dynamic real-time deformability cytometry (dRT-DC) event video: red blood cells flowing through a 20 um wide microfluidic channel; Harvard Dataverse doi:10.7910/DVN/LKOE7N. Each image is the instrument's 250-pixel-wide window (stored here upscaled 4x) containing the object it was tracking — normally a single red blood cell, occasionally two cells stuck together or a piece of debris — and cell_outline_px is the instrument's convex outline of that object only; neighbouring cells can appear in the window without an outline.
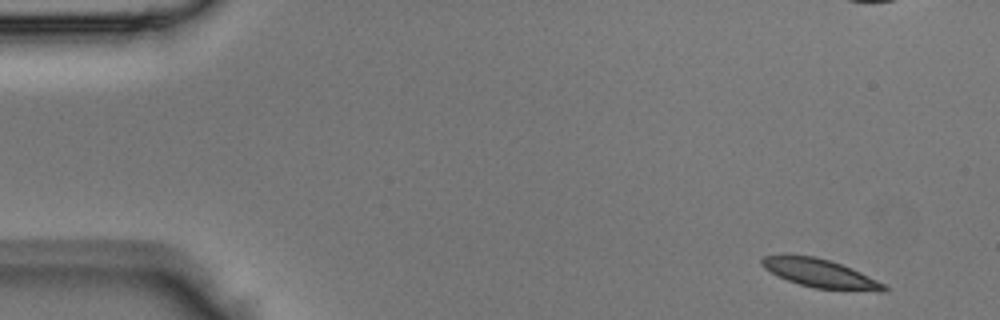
{"species": "Egyptian fruit bat (a non-hibernating species)", "species_latin": "Rousettus aegyptiacus", "temperature_condition": "room temperature", "stored_images_in_passage": 42, "camera_frame_rate_fps": 3000, "um_per_image_px": 0.085, "animal": {"sex": "male"}, "frame": {"image": 1, "passage_image": 1, "time_ms": 0.0, "image_size_px": [1000, 320], "cell_outline_px": [[888, 288], [884, 292], [880, 292], [812, 288], [788, 280], [764, 268], [760, 264], [760, 260], [764, 256], [780, 252], [784, 252], [816, 256], [852, 268], [884, 284]], "centroid_in_image_um": [69.65, 23.2], "position_along_channel_um": 15.4, "area_um2": 20.69}}
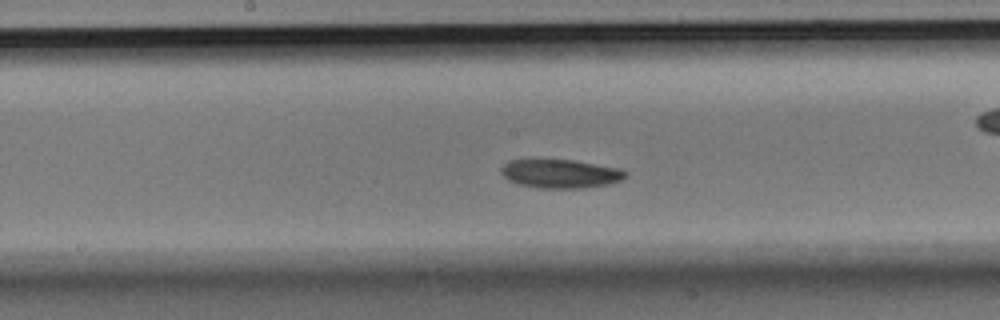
{"frame": {"image": 2, "passage_image": 20, "time_ms": 6.333, "image_size_px": [1000, 320], "cell_outline_px": [[628, 176], [620, 180], [608, 184], [584, 188], [536, 188], [520, 184], [508, 180], [500, 172], [500, 168], [508, 160], [572, 160], [620, 168], [628, 172]], "centroid_in_image_um": [47.64, 14.77], "position_along_channel_um": 200.6, "area_um2": 20.81}}
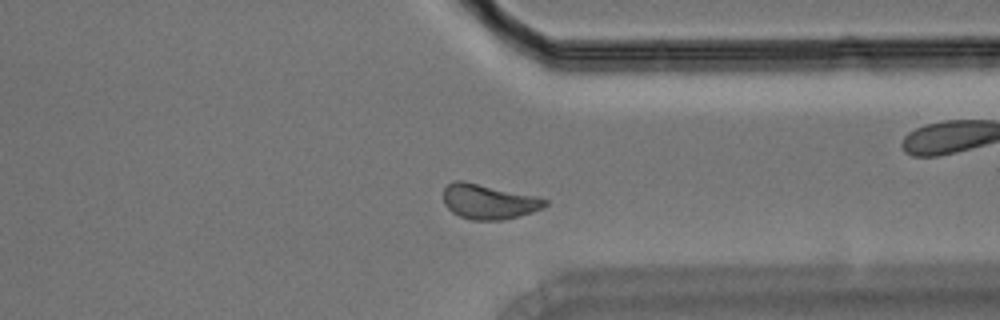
{"frame": {"image": 3, "passage_image": 31, "time_ms": 10.0, "image_size_px": [1000, 320], "cell_outline_px": [[548, 204], [532, 212], [500, 220], [472, 220], [460, 216], [452, 212], [444, 204], [444, 188], [452, 180], [464, 180], [540, 196], [548, 200]], "centroid_in_image_um": [41.54, 17.11], "position_along_channel_um": 369.9, "area_um2": 20.87}}